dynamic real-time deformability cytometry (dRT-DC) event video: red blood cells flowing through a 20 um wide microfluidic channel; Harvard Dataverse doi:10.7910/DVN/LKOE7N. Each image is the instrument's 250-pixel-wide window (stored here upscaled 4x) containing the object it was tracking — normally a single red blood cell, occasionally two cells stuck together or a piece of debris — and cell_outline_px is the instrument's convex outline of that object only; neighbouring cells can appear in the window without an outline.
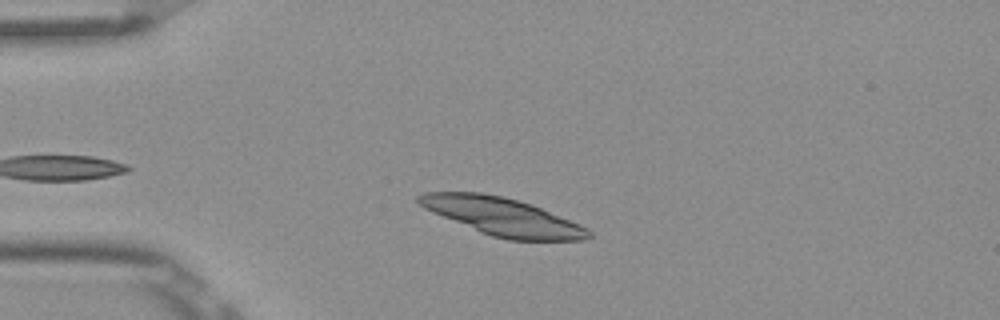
{"species": "Egyptian fruit bat (a non-hibernating species)", "species_latin": "Rousettus aegyptiacus", "temperature_condition": "room temperature", "stored_images_in_passage": 7, "camera_frame_rate_fps": 3000, "um_per_image_px": 0.085, "frame": {"image": 1, "passage_image": 3, "time_ms": 0.667, "image_size_px": [1000, 320], "cell_outline_px": [[592, 236], [584, 240], [508, 240], [492, 236], [480, 232], [432, 212], [424, 208], [416, 200], [416, 196], [424, 192], [480, 192], [500, 196], [532, 204], [588, 228], [592, 232]], "centroid_in_image_um": [42.7, 18.41], "position_along_channel_um": 42.3, "area_um2": 37.05}}